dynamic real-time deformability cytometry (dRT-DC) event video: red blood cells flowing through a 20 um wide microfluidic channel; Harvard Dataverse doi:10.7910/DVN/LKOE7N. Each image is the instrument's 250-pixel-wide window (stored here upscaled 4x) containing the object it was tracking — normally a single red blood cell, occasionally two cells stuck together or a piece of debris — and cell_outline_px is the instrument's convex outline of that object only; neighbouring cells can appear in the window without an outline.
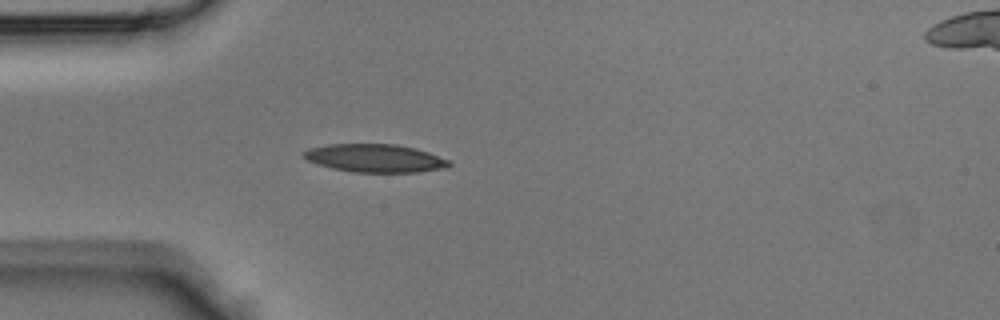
{"species": "Egyptian fruit bat (a non-hibernating species)", "species_latin": "Rousettus aegyptiacus", "temperature_condition": "room temperature", "stored_images_in_passage": 32, "camera_frame_rate_fps": 3000, "um_per_image_px": 0.085, "animal": {"sex": "male"}, "frame": {"image": 1, "passage_image": 1, "time_ms": 0.0, "image_size_px": [1000, 320], "cell_outline_px": [[452, 164], [444, 168], [416, 172], [352, 172], [332, 168], [308, 160], [300, 156], [300, 152], [308, 148], [328, 144], [396, 144], [416, 148], [452, 160]], "centroid_in_image_um": [31.87, 13.43], "position_along_channel_um": 53.1, "area_um2": 23.99}}
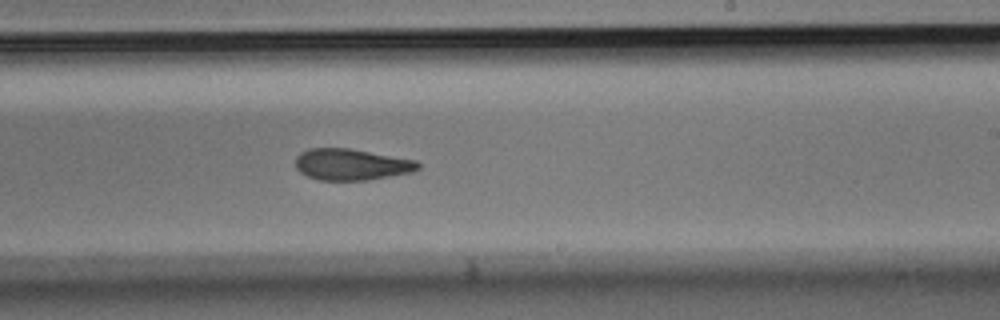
{"frame": {"image": 2, "passage_image": 15, "time_ms": 4.667, "image_size_px": [1000, 320], "cell_outline_px": [[420, 168], [412, 172], [368, 180], [320, 180], [308, 176], [300, 172], [296, 168], [296, 156], [300, 152], [308, 148], [348, 148], [416, 160], [420, 164]], "centroid_in_image_um": [29.86, 13.98], "position_along_channel_um": 259.1, "area_um2": 22.37}}
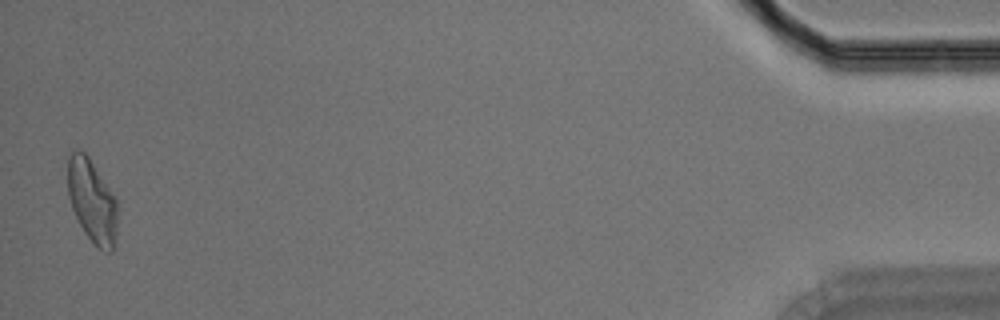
{"frame": {"image": 3, "passage_image": 32, "time_ms": 10.333, "image_size_px": [1000, 320], "cell_outline_px": [[116, 232], [112, 252], [108, 252], [100, 248], [84, 232], [72, 208], [68, 196], [68, 156], [76, 148], [80, 148], [88, 156], [116, 200]], "centroid_in_image_um": [7.79, 17.05], "position_along_channel_um": 427.4, "area_um2": 23.52}}